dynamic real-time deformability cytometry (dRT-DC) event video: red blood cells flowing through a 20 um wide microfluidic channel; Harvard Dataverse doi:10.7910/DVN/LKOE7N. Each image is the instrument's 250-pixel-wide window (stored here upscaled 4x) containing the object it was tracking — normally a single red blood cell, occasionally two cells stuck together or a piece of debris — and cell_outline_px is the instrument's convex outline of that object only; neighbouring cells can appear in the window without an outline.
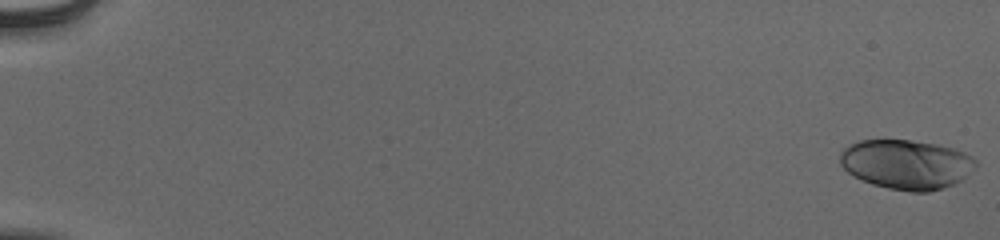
{"species": "human", "species_latin": "Homo sapiens", "temperature_condition": "cold", "stored_images_in_passage": 56, "camera_frame_rate_fps": 3000, "um_per_image_px": 0.085, "donor": {"sex": "male"}, "frame": {"image": 1, "passage_image": 1, "time_ms": 0.0, "image_size_px": [1000, 240], "cell_outline_px": [[976, 164], [960, 180], [952, 184], [928, 192], [912, 192], [888, 188], [872, 184], [860, 180], [848, 172], [840, 164], [840, 152], [848, 144], [860, 140], [908, 140], [936, 144], [956, 148], [972, 156], [976, 160]], "centroid_in_image_um": [77.0, 13.96], "position_along_channel_um": 8.0, "area_um2": 39.02}}
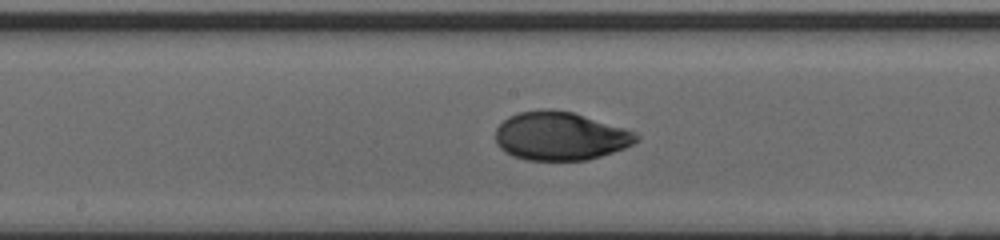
{"frame": {"image": 2, "passage_image": 32, "time_ms": 10.333, "image_size_px": [1000, 240], "cell_outline_px": [[640, 140], [624, 148], [588, 160], [528, 160], [512, 156], [504, 152], [496, 144], [496, 128], [508, 116], [516, 112], [540, 108], [552, 108], [572, 112], [624, 128], [636, 132], [640, 136]], "centroid_in_image_um": [47.59, 11.55], "position_along_channel_um": 200.6, "area_um2": 40.06}}
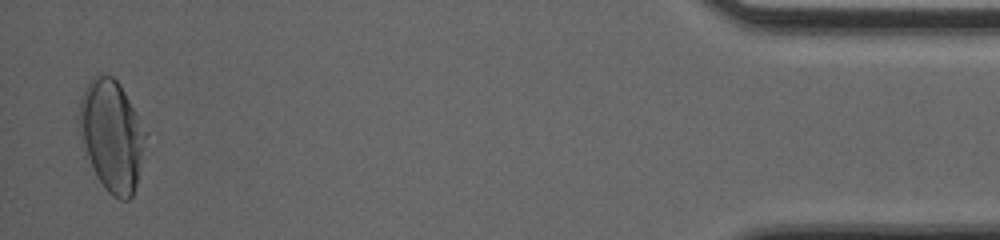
{"frame": {"image": 3, "passage_image": 55, "time_ms": 18.0, "image_size_px": [1000, 240], "cell_outline_px": [[148, 132], [136, 184], [132, 196], [128, 200], [120, 200], [112, 196], [104, 188], [88, 156], [84, 144], [80, 120], [80, 100], [84, 88], [92, 76], [96, 72], [100, 72], [112, 76], [120, 84]], "centroid_in_image_um": [9.54, 11.46], "position_along_channel_um": 425.7, "area_um2": 42.48}, "authors_computed_cell_mechanics": {"area_um2": 39.1884, "velocity_mm_per_s": 3.8825, "shape_relaxation_time_tau1_ms": 3.9381, "shape_relaxation_time_tau2_ms": 1.1948, "deformation_change_tau1": 0.1812, "deformation_change_tau2": 0.0373}}